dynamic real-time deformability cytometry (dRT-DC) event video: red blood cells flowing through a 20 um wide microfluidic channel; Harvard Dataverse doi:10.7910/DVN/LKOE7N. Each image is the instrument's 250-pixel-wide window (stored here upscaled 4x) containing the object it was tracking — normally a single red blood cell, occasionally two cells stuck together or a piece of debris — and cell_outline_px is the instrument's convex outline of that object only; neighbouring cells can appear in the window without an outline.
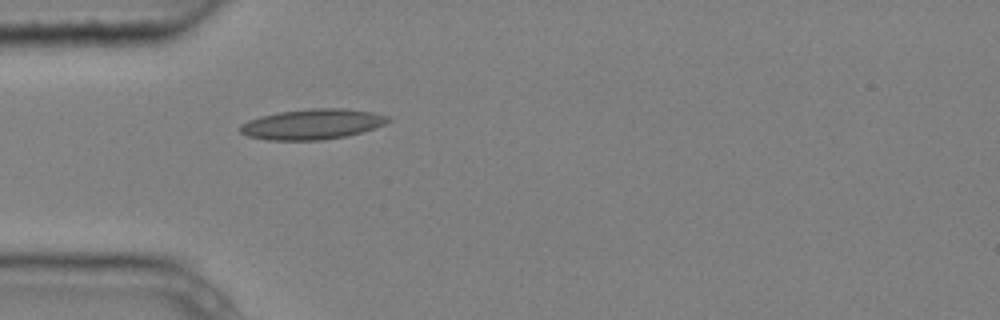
{"species": "common noctule bat (a hibernating species)", "species_latin": "Nyctalus noctula", "temperature_condition": "cold", "stored_images_in_passage": 5, "camera_frame_rate_fps": 3000, "um_per_image_px": 0.085, "animal": {"sex": "male", "body_mass_g": 20.4}, "frame": {"image": 1, "passage_image": 5, "time_ms": 1.333, "image_size_px": [1000, 320], "cell_outline_px": [[392, 120], [376, 128], [344, 136], [320, 140], [268, 140], [248, 136], [240, 132], [240, 124], [248, 120], [260, 116], [280, 112], [308, 108], [344, 108], [372, 112], [388, 116]], "centroid_in_image_um": [26.54, 10.55], "position_along_channel_um": 58.5, "area_um2": 26.13}}